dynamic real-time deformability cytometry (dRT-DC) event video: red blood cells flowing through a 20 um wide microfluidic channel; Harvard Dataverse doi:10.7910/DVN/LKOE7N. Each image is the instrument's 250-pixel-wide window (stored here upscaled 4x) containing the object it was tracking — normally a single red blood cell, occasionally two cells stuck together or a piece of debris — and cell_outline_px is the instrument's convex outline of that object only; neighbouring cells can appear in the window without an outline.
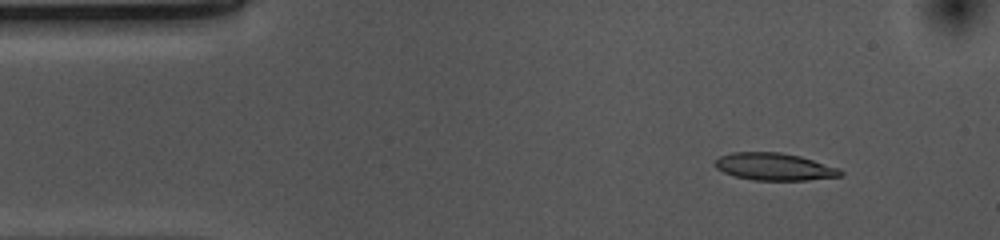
{"species": "common noctule bat (a hibernating species)", "species_latin": "Nyctalus noctula", "temperature_condition": "cold", "stored_images_in_passage": 52, "camera_frame_rate_fps": 3000, "um_per_image_px": 0.085, "animal": {"sex": "female", "body_mass_g": 10.0, "forearm_length_mm": 53.1}, "frame": {"image": 1, "passage_image": 5, "time_ms": 1.333, "image_size_px": [1000, 240], "cell_outline_px": [[844, 172], [840, 176], [808, 180], [752, 180], [736, 176], [724, 172], [716, 168], [712, 164], [720, 156], [732, 152], [780, 152], [800, 156], [840, 168]], "centroid_in_image_um": [65.82, 14.16], "position_along_channel_um": 19.2, "area_um2": 20.0}}
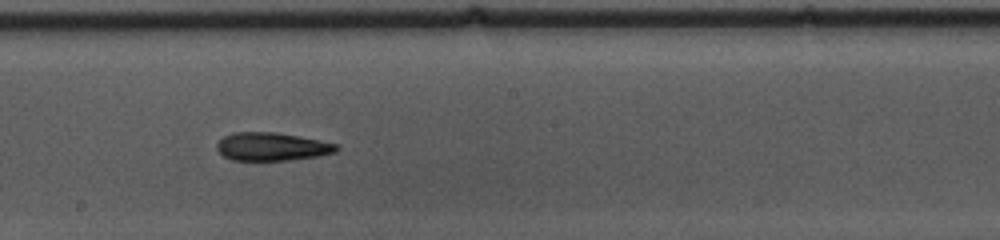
{"frame": {"image": 2, "passage_image": 27, "time_ms": 8.667, "image_size_px": [1000, 240], "cell_outline_px": [[340, 148], [336, 152], [316, 156], [288, 160], [232, 160], [224, 156], [216, 148], [216, 144], [224, 136], [236, 132], [276, 132], [300, 136], [340, 144]], "centroid_in_image_um": [23.14, 12.45], "position_along_channel_um": 225.1, "area_um2": 19.65}}
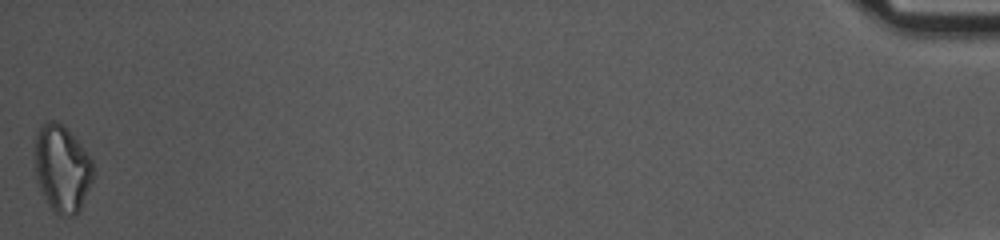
{"frame": {"image": 3, "passage_image": 52, "time_ms": 17.0, "image_size_px": [1000, 240], "cell_outline_px": [[92, 180], [80, 208], [76, 216], [60, 216], [48, 204], [40, 188], [36, 176], [32, 152], [36, 136], [40, 128], [48, 120], [56, 120], [64, 124], [80, 144], [92, 160]], "centroid_in_image_um": [5.23, 14.3], "position_along_channel_um": 430.0, "area_um2": 29.65}, "authors_computed_cell_mechanics": {"area_um2": 20.4612, "velocity_mm_per_s": 3.7027, "shape_relaxation_time_tau1_ms": 8.1168, "shape_relaxation_time_tau2_ms": null, "deformation_change_tau1": 0.1818, "deformation_change_tau2": null}}